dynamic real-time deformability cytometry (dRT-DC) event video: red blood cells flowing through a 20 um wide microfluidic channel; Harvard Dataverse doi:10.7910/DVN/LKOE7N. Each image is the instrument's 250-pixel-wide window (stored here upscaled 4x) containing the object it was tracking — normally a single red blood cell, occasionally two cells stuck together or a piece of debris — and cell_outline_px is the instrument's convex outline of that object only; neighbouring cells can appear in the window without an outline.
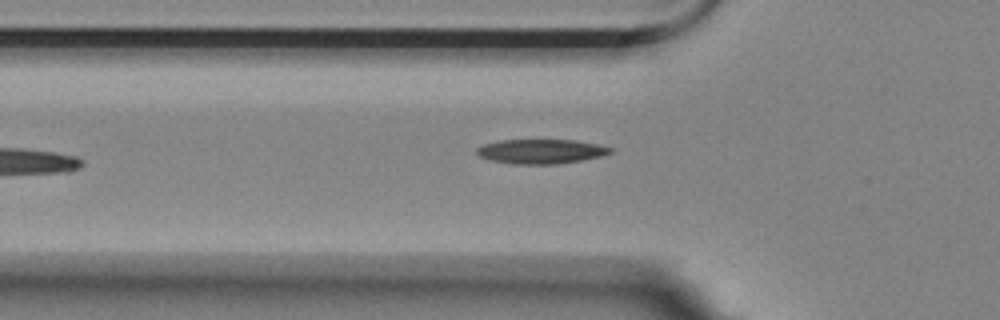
{"species": "Egyptian fruit bat (a non-hibernating species)", "species_latin": "Rousettus aegyptiacus", "temperature_condition": "room temperature", "stored_images_in_passage": 27, "camera_frame_rate_fps": 3000, "um_per_image_px": 0.085, "animal": {"sex": "female"}, "frame": {"image": 1, "passage_image": 3, "time_ms": 0.667, "image_size_px": [1000, 320], "cell_outline_px": [[612, 152], [600, 156], [580, 160], [556, 164], [512, 164], [492, 160], [480, 156], [476, 152], [476, 148], [484, 144], [500, 140], [576, 140], [596, 144], [612, 148]], "centroid_in_image_um": [45.96, 12.86], "position_along_channel_um": 79.8, "area_um2": 18.84}}
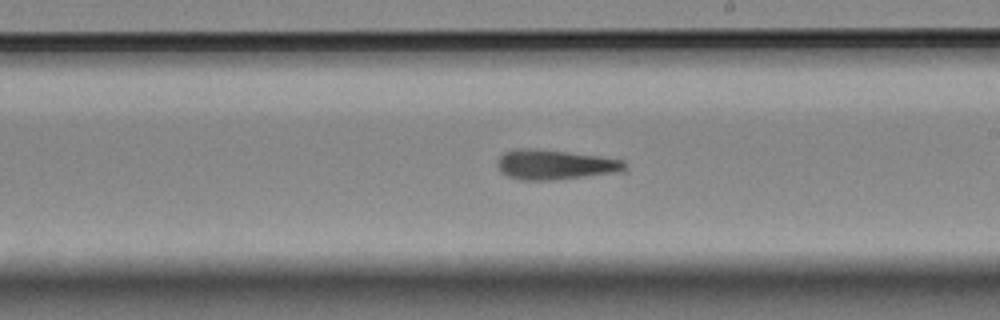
{"frame": {"image": 2, "passage_image": 13, "time_ms": 4.0, "image_size_px": [1000, 320], "cell_outline_px": [[628, 172], [548, 180], [520, 180], [508, 176], [500, 172], [496, 164], [500, 156], [504, 152], [516, 148], [532, 148], [568, 152], [600, 156], [624, 160], [628, 168]], "centroid_in_image_um": [47.22, 14.0], "position_along_channel_um": 241.8, "area_um2": 22.54}}
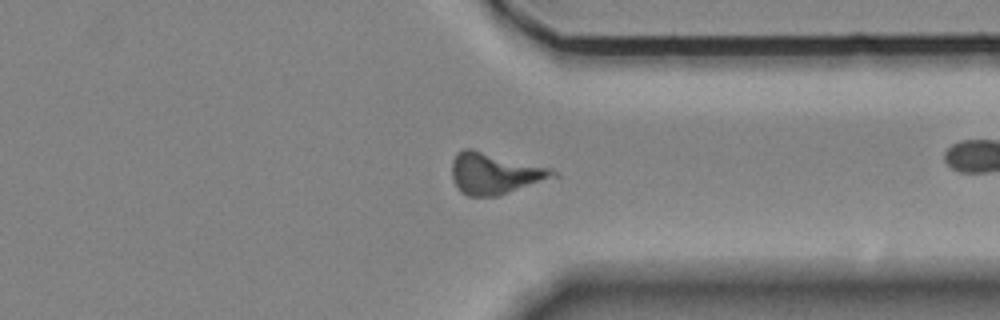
{"frame": {"image": 3, "passage_image": 24, "time_ms": 7.667, "image_size_px": [1000, 320], "cell_outline_px": [[560, 176], [496, 196], [468, 196], [460, 192], [452, 180], [452, 160], [464, 148], [472, 148], [552, 168], [560, 172]], "centroid_in_image_um": [42.09, 14.74], "position_along_channel_um": 369.3, "area_um2": 24.57}}